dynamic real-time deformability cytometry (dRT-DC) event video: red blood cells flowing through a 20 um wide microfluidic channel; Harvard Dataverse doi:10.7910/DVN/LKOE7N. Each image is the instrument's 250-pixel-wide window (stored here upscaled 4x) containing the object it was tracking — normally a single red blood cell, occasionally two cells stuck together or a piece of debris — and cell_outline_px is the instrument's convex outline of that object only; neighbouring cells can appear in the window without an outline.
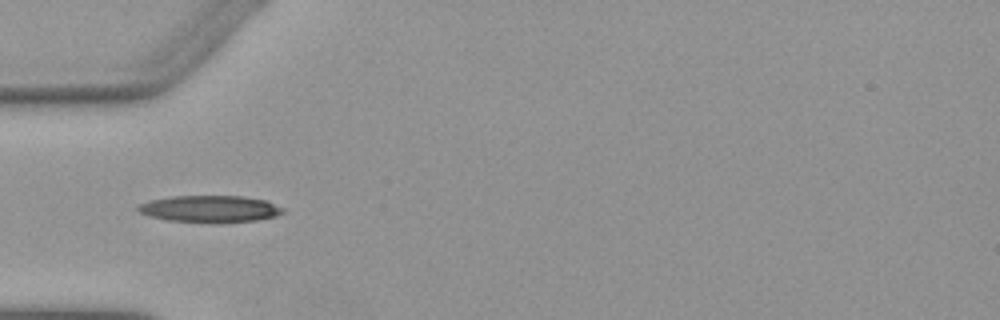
{"species": "Egyptian fruit bat (a non-hibernating species)", "species_latin": "Rousettus aegyptiacus", "temperature_condition": "warm", "stored_images_in_passage": 34, "camera_frame_rate_fps": 3000, "um_per_image_px": 0.085, "animal": {"sex": "female"}, "frame": {"image": 1, "passage_image": 1, "time_ms": 0.0, "image_size_px": [1000, 320], "cell_outline_px": [[284, 212], [276, 216], [256, 220], [212, 224], [168, 220], [148, 216], [136, 212], [136, 208], [140, 204], [148, 200], [172, 196], [244, 196], [264, 200], [284, 208]], "centroid_in_image_um": [17.8, 17.77], "position_along_channel_um": 67.2, "area_um2": 23.06}}
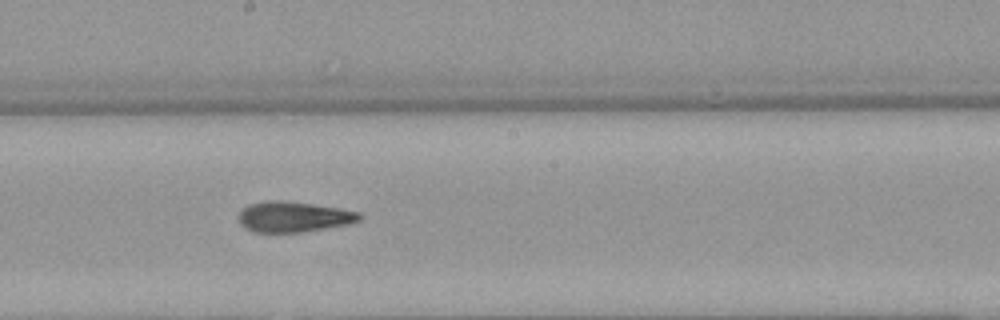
{"frame": {"image": 2, "passage_image": 13, "time_ms": 4.0, "image_size_px": [1000, 320], "cell_outline_px": [[360, 220], [348, 224], [304, 232], [256, 232], [244, 228], [240, 224], [240, 212], [248, 204], [268, 200], [280, 200], [312, 204], [340, 208], [360, 212]], "centroid_in_image_um": [24.95, 18.43], "position_along_channel_um": 223.3, "area_um2": 21.39}}
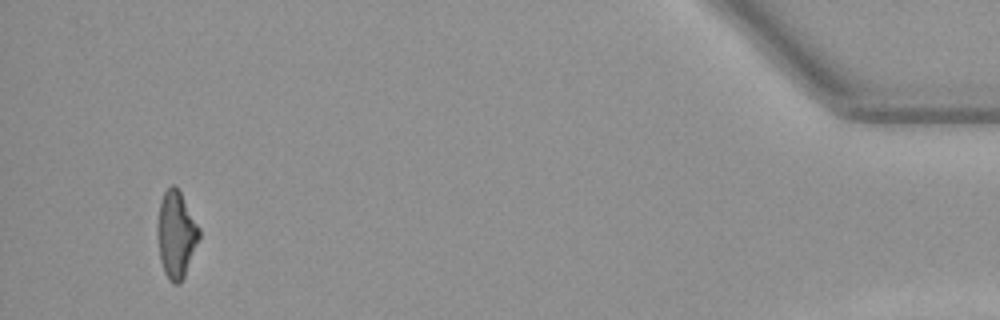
{"frame": {"image": 3, "passage_image": 34, "time_ms": 11.0, "image_size_px": [1000, 320], "cell_outline_px": [[200, 240], [184, 276], [180, 284], [172, 284], [168, 280], [164, 272], [160, 260], [156, 232], [156, 228], [160, 200], [164, 192], [172, 184], [180, 192], [200, 228]], "centroid_in_image_um": [14.96, 19.97], "position_along_channel_um": 420.2, "area_um2": 21.33}, "authors_computed_cell_mechanics": {"area_um2": 21.3282, "velocity_mm_per_s": 3.9136, "shape_relaxation_time_tau1_ms": 5.6208, "shape_relaxation_time_tau2_ms": 2.5362, "deformation_change_tau1": 0.2105, "deformation_change_tau2": 0.126}}